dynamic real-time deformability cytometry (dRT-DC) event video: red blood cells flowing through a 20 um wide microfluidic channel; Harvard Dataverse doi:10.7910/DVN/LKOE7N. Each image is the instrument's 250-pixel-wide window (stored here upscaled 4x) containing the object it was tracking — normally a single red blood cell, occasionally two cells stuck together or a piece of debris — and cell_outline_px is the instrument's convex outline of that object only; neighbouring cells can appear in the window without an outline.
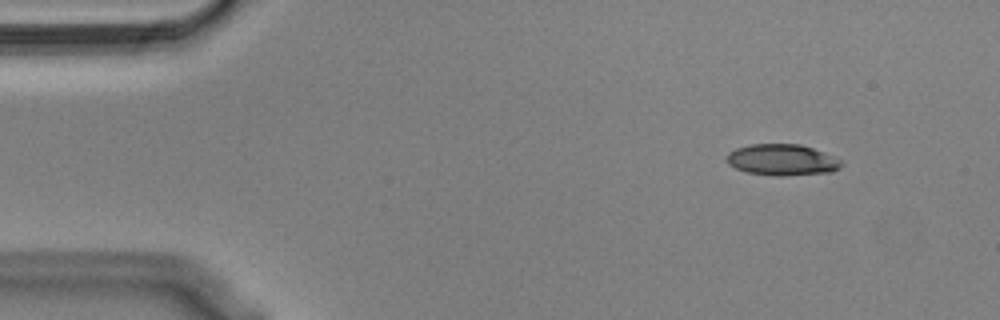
{"species": "Egyptian fruit bat (a non-hibernating species)", "species_latin": "Rousettus aegyptiacus", "temperature_condition": "cold", "stored_images_in_passage": 51, "camera_frame_rate_fps": 3000, "um_per_image_px": 0.085, "animal": {"sex": "male"}, "frame": {"image": 1, "passage_image": 1, "time_ms": 0.0, "image_size_px": [1000, 320], "cell_outline_px": [[844, 164], [840, 168], [832, 172], [784, 176], [776, 176], [748, 172], [736, 168], [728, 164], [724, 156], [728, 152], [736, 148], [752, 144], [800, 144], [824, 152], [844, 160]], "centroid_in_image_um": [66.51, 13.59], "position_along_channel_um": 18.5, "area_um2": 21.15}}
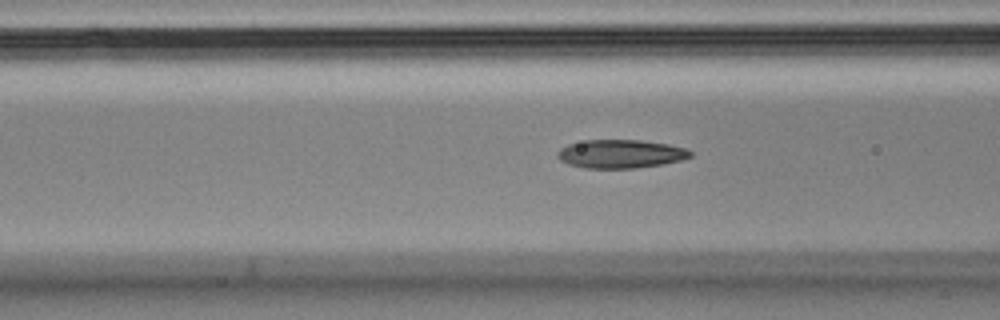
{"frame": {"image": 2, "passage_image": 16, "time_ms": 5.0, "image_size_px": [1000, 320], "cell_outline_px": [[692, 156], [680, 160], [660, 164], [636, 168], [584, 168], [568, 164], [560, 160], [556, 156], [556, 152], [560, 148], [568, 144], [584, 140], [640, 140], [668, 144], [684, 148], [692, 152]], "centroid_in_image_um": [52.7, 13.08], "position_along_channel_um": 113.9, "area_um2": 22.02}}
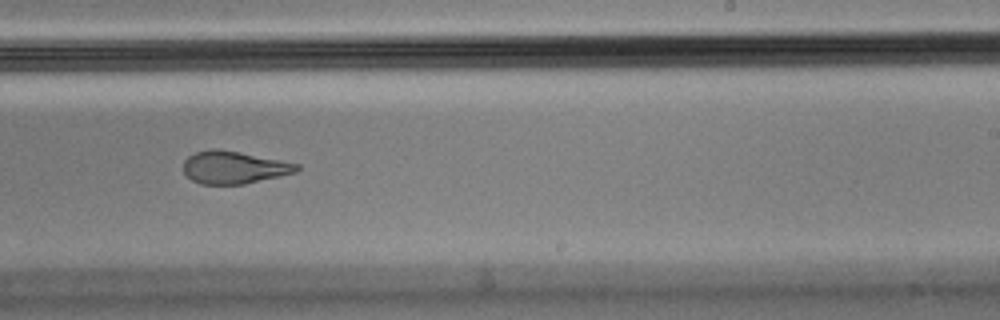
{"frame": {"image": 3, "passage_image": 29, "time_ms": 9.333, "image_size_px": [1000, 320], "cell_outline_px": [[300, 168], [296, 172], [280, 176], [244, 184], [200, 184], [192, 180], [184, 172], [184, 160], [188, 156], [196, 152], [212, 148], [216, 148], [280, 160], [300, 164]], "centroid_in_image_um": [19.88, 14.23], "position_along_channel_um": 269.1, "area_um2": 21.33}, "authors_computed_cell_mechanics": {"area_um2": 22.1374, "velocity_mm_per_s": 3.5768, "shape_relaxation_time_tau1_ms": 4.8028, "shape_relaxation_time_tau2_ms": 2.0351, "deformation_change_tau1": 0.1923, "deformation_change_tau2": 0.1039}}